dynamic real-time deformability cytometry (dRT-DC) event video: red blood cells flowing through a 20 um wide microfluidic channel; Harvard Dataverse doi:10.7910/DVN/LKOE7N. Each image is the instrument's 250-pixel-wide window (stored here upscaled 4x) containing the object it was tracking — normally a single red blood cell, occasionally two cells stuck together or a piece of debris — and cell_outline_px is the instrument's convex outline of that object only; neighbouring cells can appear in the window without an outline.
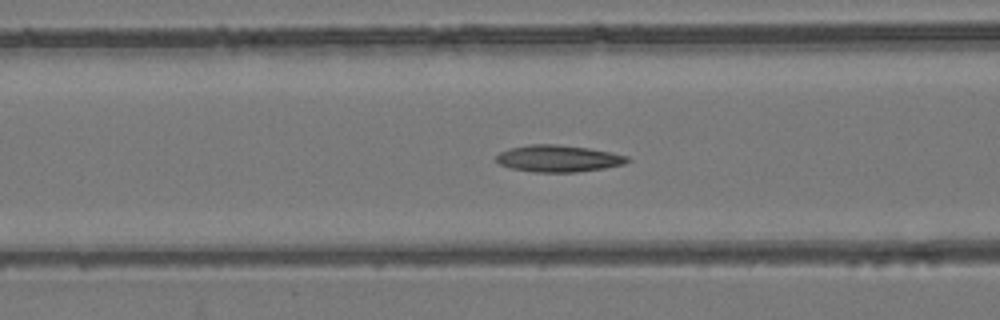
{"species": "common noctule bat (a hibernating species)", "species_latin": "Nyctalus noctula", "temperature_condition": "room temperature", "stored_images_in_passage": 43, "camera_frame_rate_fps": 3000, "um_per_image_px": 0.085, "animal": {"sex": "female", "body_mass_g": 24.6, "forearm_length_mm": 56.2}, "frame": {"image": 1, "passage_image": 14, "time_ms": 4.333, "image_size_px": [1000, 320], "cell_outline_px": [[632, 160], [624, 164], [604, 168], [576, 172], [532, 172], [512, 168], [500, 164], [496, 160], [496, 156], [500, 152], [512, 148], [528, 144], [556, 144], [588, 148], [612, 152], [628, 156]], "centroid_in_image_um": [47.49, 13.47], "position_along_channel_um": 119.1, "area_um2": 20.46}}
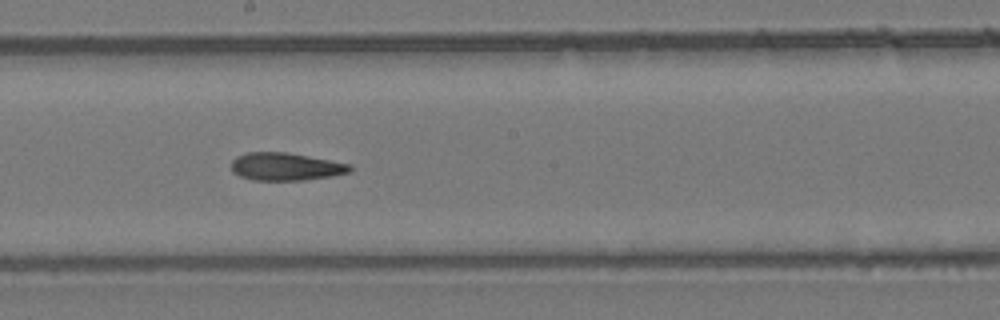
{"frame": {"image": 2, "passage_image": 22, "time_ms": 7.0, "image_size_px": [1000, 320], "cell_outline_px": [[352, 168], [348, 172], [332, 176], [304, 180], [252, 180], [240, 176], [232, 172], [232, 160], [236, 156], [248, 152], [284, 152], [352, 164]], "centroid_in_image_um": [24.26, 14.16], "position_along_channel_um": 223.9, "area_um2": 19.07}}
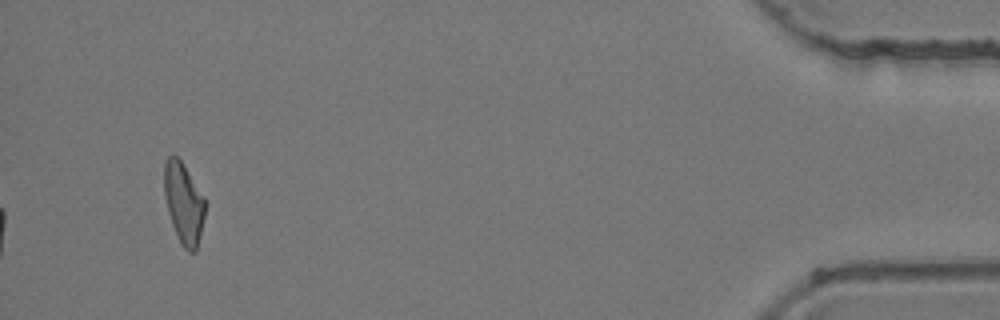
{"frame": {"image": 3, "passage_image": 43, "time_ms": 14.0, "image_size_px": [1000, 320], "cell_outline_px": [[204, 216], [196, 248], [192, 252], [188, 252], [184, 248], [172, 224], [168, 212], [164, 192], [164, 160], [172, 152], [184, 164], [204, 196]], "centroid_in_image_um": [15.59, 17.17], "position_along_channel_um": 419.6, "area_um2": 19.02}, "authors_computed_cell_mechanics": {"area_um2": 19.5364, "velocity_mm_per_s": 3.9368, "shape_relaxation_time_tau1_ms": 10.4288, "shape_relaxation_time_tau2_ms": 4.8361, "deformation_change_tau1": 0.2354, "deformation_change_tau2": 0.1476}}